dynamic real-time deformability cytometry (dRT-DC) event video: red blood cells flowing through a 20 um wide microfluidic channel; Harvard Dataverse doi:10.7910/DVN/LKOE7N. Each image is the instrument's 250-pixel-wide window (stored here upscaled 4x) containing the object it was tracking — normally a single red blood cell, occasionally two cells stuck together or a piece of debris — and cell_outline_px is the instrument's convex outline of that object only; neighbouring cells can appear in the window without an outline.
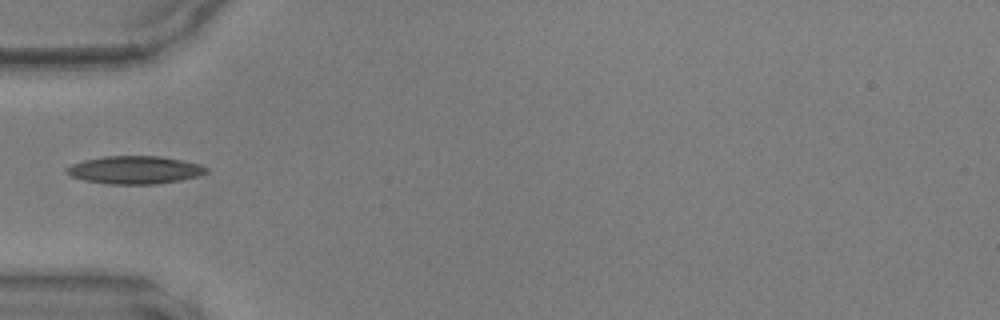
{"species": "common noctule bat (a hibernating species)", "species_latin": "Nyctalus noctula", "temperature_condition": "warm", "stored_images_in_passage": 33, "camera_frame_rate_fps": 3000, "um_per_image_px": 0.085, "animal": {"sex": "male", "body_mass_g": 17.9, "forearm_length_mm": 54.2}, "frame": {"image": 1, "passage_image": 1, "time_ms": 0.0, "image_size_px": [1000, 320], "cell_outline_px": [[208, 172], [196, 176], [180, 180], [156, 184], [112, 184], [84, 180], [72, 176], [64, 172], [64, 168], [72, 164], [84, 160], [104, 156], [160, 156], [200, 164], [208, 168]], "centroid_in_image_um": [11.43, 14.44], "position_along_channel_um": 73.6, "area_um2": 22.6}}
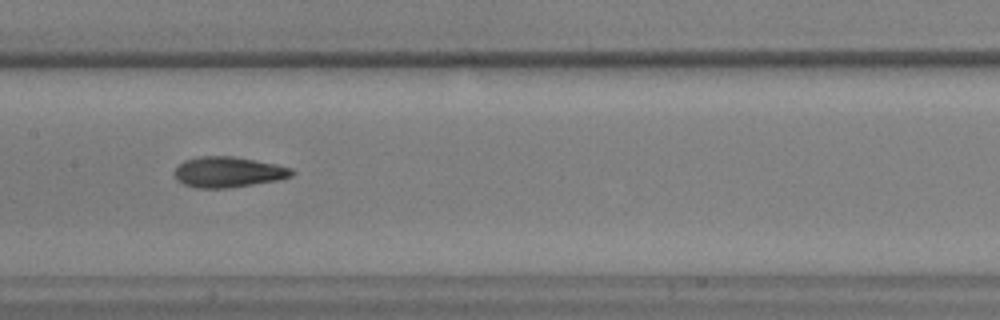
{"frame": {"image": 2, "passage_image": 9, "time_ms": 2.667, "image_size_px": [1000, 320], "cell_outline_px": [[296, 172], [292, 176], [276, 180], [228, 188], [196, 188], [184, 184], [176, 180], [172, 172], [184, 160], [200, 156], [236, 156], [276, 164], [292, 168]], "centroid_in_image_um": [19.38, 14.62], "position_along_channel_um": 188.0, "area_um2": 21.04}}
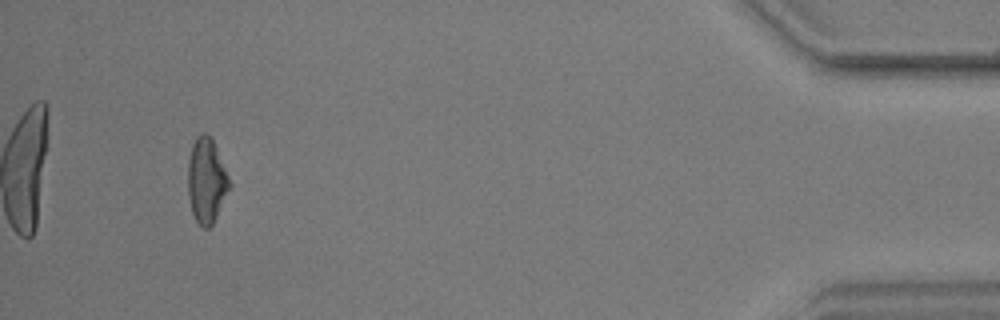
{"frame": {"image": 3, "passage_image": 30, "time_ms": 9.667, "image_size_px": [1000, 320], "cell_outline_px": [[232, 184], [212, 224], [208, 228], [204, 228], [196, 220], [192, 212], [188, 196], [188, 160], [192, 144], [196, 136], [200, 132], [204, 132], [212, 140], [216, 148]], "centroid_in_image_um": [17.54, 15.33], "position_along_channel_um": 417.7, "area_um2": 20.35}}